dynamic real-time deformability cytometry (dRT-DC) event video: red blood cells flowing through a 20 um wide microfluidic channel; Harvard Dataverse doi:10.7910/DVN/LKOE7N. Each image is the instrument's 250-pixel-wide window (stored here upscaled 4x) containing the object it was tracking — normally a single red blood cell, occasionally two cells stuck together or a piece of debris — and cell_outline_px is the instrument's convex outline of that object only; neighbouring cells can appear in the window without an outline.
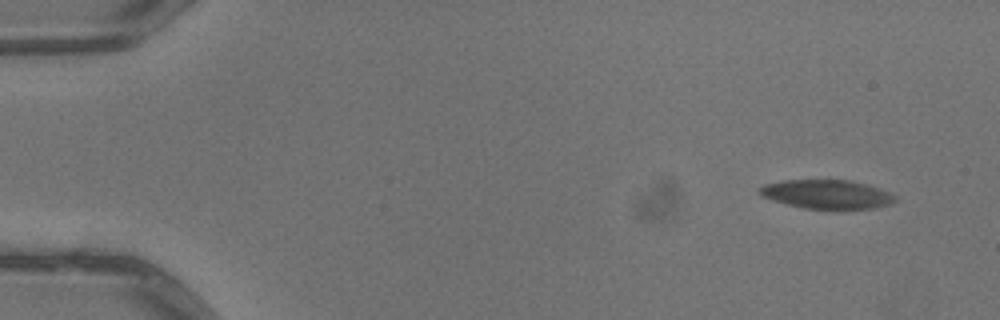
{"species": "common noctule bat (a hibernating species)", "species_latin": "Nyctalus noctula", "temperature_condition": "warm", "stored_images_in_passage": 4, "camera_frame_rate_fps": 3000, "um_per_image_px": 0.085, "animal": {"sex": "male", "body_mass_g": 13.3}, "frame": {"image": 1, "passage_image": 1, "time_ms": 0.0, "image_size_px": [1000, 320], "cell_outline_px": [[896, 200], [888, 204], [876, 208], [804, 208], [788, 204], [760, 196], [756, 192], [764, 184], [784, 180], [852, 180], [880, 188], [896, 196]], "centroid_in_image_um": [70.26, 16.49], "position_along_channel_um": 14.7, "area_um2": 22.6}}